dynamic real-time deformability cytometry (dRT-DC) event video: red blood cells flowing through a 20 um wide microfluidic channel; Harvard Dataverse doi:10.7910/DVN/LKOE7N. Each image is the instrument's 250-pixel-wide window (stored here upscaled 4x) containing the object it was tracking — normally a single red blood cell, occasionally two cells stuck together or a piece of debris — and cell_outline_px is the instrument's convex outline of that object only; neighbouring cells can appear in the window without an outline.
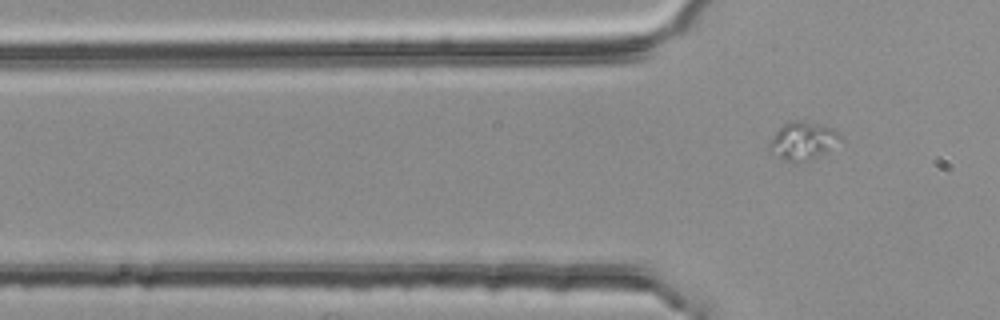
{"species": "common noctule bat (a hibernating species)", "species_latin": "Nyctalus noctula", "temperature_condition": "room temperature", "stored_images_in_passage": 2, "camera_frame_rate_fps": 3000, "um_per_image_px": 0.085, "animal": {"sex": "female", "body_mass_g": 25.1}, "frame": {"image": 1, "passage_image": 2, "time_ms": 0.333, "image_size_px": [1000, 320], "cell_outline_px": [[844, 144], [824, 152], [812, 156], [796, 160], [788, 160], [768, 152], [768, 144], [776, 132], [784, 124], [792, 120], [800, 120], [832, 128], [844, 140]], "centroid_in_image_um": [68.27, 11.93], "position_along_channel_um": 57.5, "area_um2": 15.14}}